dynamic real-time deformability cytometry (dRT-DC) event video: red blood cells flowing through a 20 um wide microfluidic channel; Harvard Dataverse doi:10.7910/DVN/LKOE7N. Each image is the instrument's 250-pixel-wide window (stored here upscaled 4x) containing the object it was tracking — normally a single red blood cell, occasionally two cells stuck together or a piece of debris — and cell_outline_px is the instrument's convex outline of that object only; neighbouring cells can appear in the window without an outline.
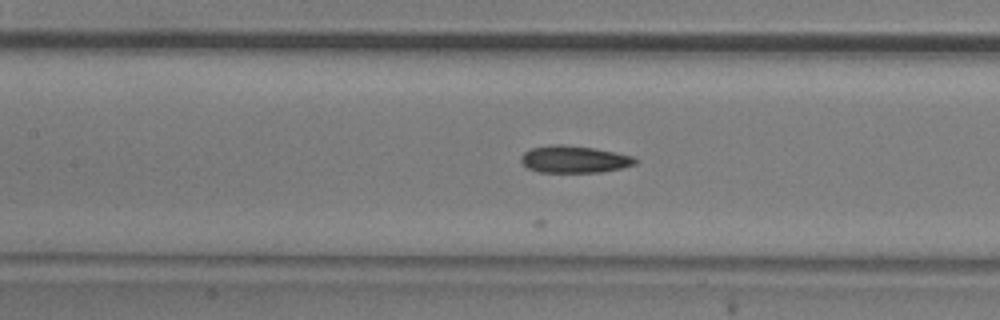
{"species": "common noctule bat (a hibernating species)", "species_latin": "Nyctalus noctula", "temperature_condition": "room temperature", "stored_images_in_passage": 22, "camera_frame_rate_fps": 3000, "um_per_image_px": 0.085, "animal": {"sex": "male", "body_mass_g": 20.5, "forearm_length_mm": 52.5}, "frame": {"image": 1, "passage_image": 10, "time_ms": 3.0, "image_size_px": [1000, 320], "cell_outline_px": [[640, 160], [636, 164], [604, 172], [540, 172], [528, 168], [520, 160], [520, 156], [524, 152], [532, 148], [552, 144], [564, 144], [592, 148], [632, 156]], "centroid_in_image_um": [48.8, 13.54], "position_along_channel_um": 158.6, "area_um2": 17.98}}
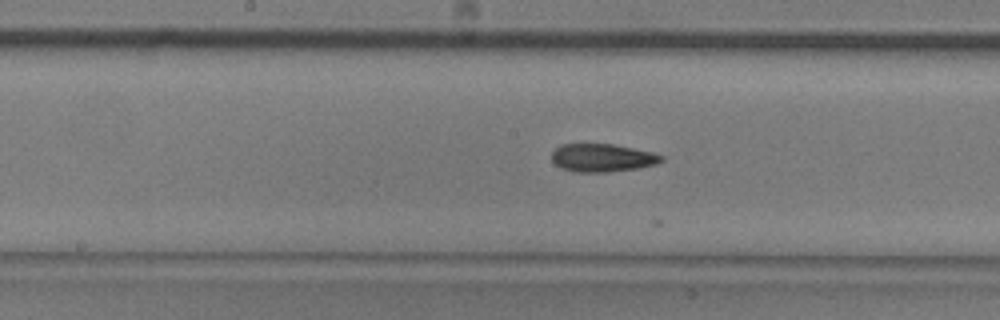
{"frame": {"image": 2, "passage_image": 13, "time_ms": 4.0, "image_size_px": [1000, 320], "cell_outline_px": [[664, 160], [656, 164], [636, 168], [608, 172], [576, 172], [560, 168], [552, 160], [552, 152], [560, 144], [612, 144], [652, 152], [664, 156]], "centroid_in_image_um": [51.18, 13.41], "position_along_channel_um": 197.0, "area_um2": 17.86}}
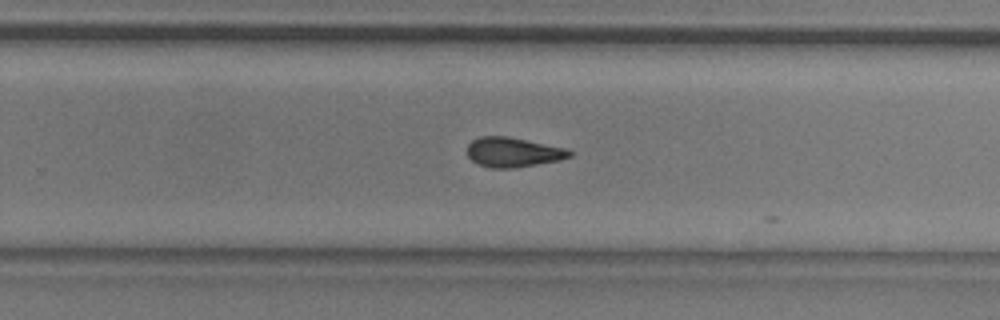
{"frame": {"image": 3, "passage_image": 20, "time_ms": 6.333, "image_size_px": [1000, 320], "cell_outline_px": [[572, 156], [560, 160], [512, 168], [492, 168], [476, 164], [468, 156], [468, 144], [472, 140], [480, 136], [508, 136], [568, 148], [572, 152]], "centroid_in_image_um": [43.62, 12.93], "position_along_channel_um": 286.2, "area_um2": 17.8}}